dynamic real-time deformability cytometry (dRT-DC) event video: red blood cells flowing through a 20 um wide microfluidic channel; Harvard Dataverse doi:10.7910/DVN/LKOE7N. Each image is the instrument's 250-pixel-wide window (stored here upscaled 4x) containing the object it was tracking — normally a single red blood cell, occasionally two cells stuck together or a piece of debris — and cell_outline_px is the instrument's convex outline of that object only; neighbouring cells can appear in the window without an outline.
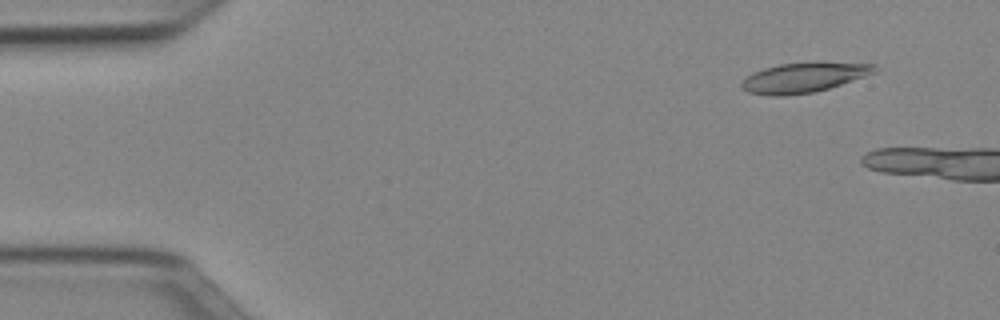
{"species": "Egyptian fruit bat (a non-hibernating species)", "species_latin": "Rousettus aegyptiacus", "temperature_condition": "cold", "stored_images_in_passage": 8, "camera_frame_rate_fps": 3000, "um_per_image_px": 0.085, "animal": {"sex": "female"}, "frame": {"image": 1, "passage_image": 5, "time_ms": 1.333, "image_size_px": [1000, 320], "cell_outline_px": [[876, 72], [828, 88], [812, 92], [784, 96], [772, 96], [748, 92], [740, 88], [740, 84], [752, 72], [764, 68], [780, 64], [816, 60], [820, 60], [876, 64]], "centroid_in_image_um": [68.33, 6.55], "position_along_channel_um": 16.7, "area_um2": 23.58}}